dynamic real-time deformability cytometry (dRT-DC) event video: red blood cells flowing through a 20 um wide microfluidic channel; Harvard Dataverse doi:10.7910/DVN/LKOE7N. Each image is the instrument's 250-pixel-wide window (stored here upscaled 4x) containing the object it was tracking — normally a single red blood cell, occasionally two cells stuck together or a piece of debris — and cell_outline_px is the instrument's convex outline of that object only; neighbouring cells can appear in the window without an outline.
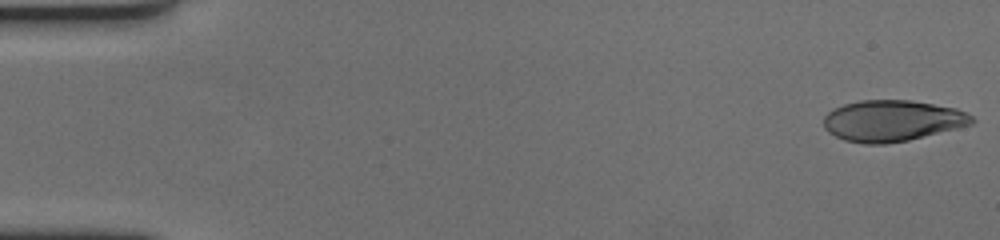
{"species": "human", "species_latin": "Homo sapiens", "temperature_condition": "cold", "stored_images_in_passage": 60, "camera_frame_rate_fps": 3000, "um_per_image_px": 0.085, "donor": {"sex": "female"}, "frame": {"image": 1, "passage_image": 1, "time_ms": 0.0, "image_size_px": [1000, 240], "cell_outline_px": [[976, 120], [972, 124], [908, 140], [884, 144], [864, 144], [844, 140], [828, 132], [824, 128], [824, 116], [832, 108], [844, 104], [860, 100], [912, 100], [956, 108], [972, 116]], "centroid_in_image_um": [75.81, 10.26], "position_along_channel_um": 9.2, "area_um2": 35.55}}
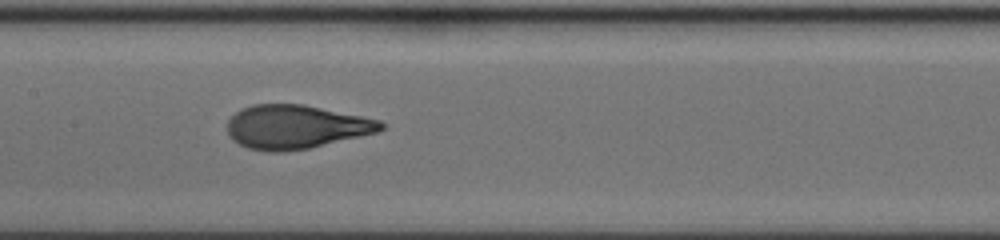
{"frame": {"image": 2, "passage_image": 30, "time_ms": 9.667, "image_size_px": [1000, 240], "cell_outline_px": [[384, 128], [376, 132], [360, 136], [308, 148], [284, 152], [268, 152], [248, 148], [232, 140], [228, 136], [228, 120], [236, 112], [252, 104], [304, 104], [380, 120], [384, 124]], "centroid_in_image_um": [25.11, 10.78], "position_along_channel_um": 182.3, "area_um2": 38.96}}
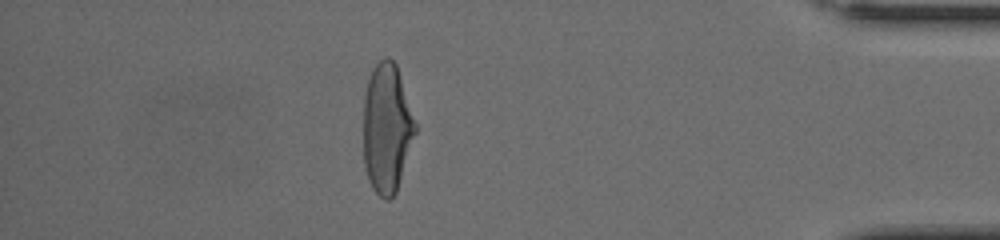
{"frame": {"image": 3, "passage_image": 53, "time_ms": 17.333, "image_size_px": [1000, 240], "cell_outline_px": [[416, 132], [396, 192], [388, 200], [384, 200], [372, 188], [368, 180], [364, 164], [364, 92], [368, 76], [376, 64], [384, 56], [388, 56], [396, 64], [416, 124]], "centroid_in_image_um": [32.86, 10.89], "position_along_channel_um": 402.3, "area_um2": 39.02}, "authors_computed_cell_mechanics": {"area_um2": 38.7838, "velocity_mm_per_s": 3.426, "shape_relaxation_time_tau1_ms": 4.2345, "shape_relaxation_time_tau2_ms": null, "deformation_change_tau1": 0.2053, "deformation_change_tau2": null}}